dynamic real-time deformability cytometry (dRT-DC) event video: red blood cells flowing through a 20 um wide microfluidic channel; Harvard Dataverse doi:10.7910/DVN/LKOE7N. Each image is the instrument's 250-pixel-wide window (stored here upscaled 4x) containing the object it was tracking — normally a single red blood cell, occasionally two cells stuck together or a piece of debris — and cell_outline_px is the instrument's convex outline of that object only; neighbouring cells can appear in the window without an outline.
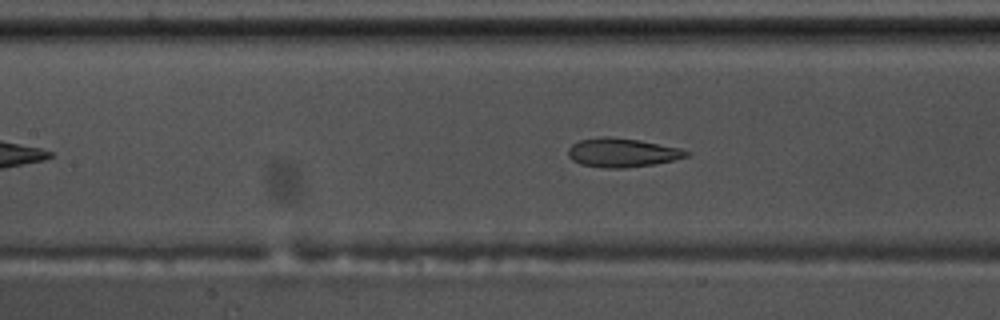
{"species": "common noctule bat (a hibernating species)", "species_latin": "Nyctalus noctula", "temperature_condition": "warm", "stored_images_in_passage": 49, "camera_frame_rate_fps": 3000, "um_per_image_px": 0.085, "animal": {"sex": "male", "body_mass_g": 17.5, "forearm_length_mm": 52.3}, "frame": {"image": 1, "passage_image": 17, "time_ms": 5.333, "image_size_px": [1000, 320], "cell_outline_px": [[692, 152], [688, 156], [656, 164], [624, 168], [604, 168], [580, 164], [572, 160], [568, 156], [568, 148], [572, 144], [580, 140], [604, 136], [608, 136], [640, 140], [680, 148]], "centroid_in_image_um": [52.88, 12.97], "position_along_channel_um": 154.5, "area_um2": 20.0}}
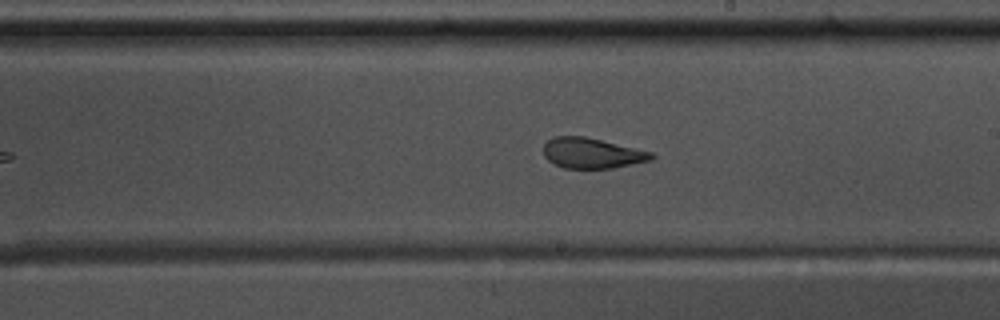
{"frame": {"image": 2, "passage_image": 24, "time_ms": 7.667, "image_size_px": [1000, 320], "cell_outline_px": [[656, 156], [652, 160], [612, 168], [564, 168], [552, 164], [544, 156], [544, 144], [548, 140], [556, 136], [584, 136], [652, 152]], "centroid_in_image_um": [50.3, 13.02], "position_along_channel_um": 238.7, "area_um2": 19.07}}
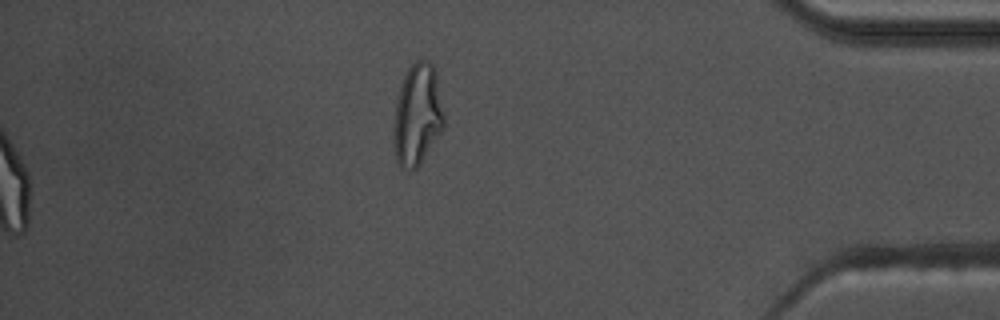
{"frame": {"image": 3, "passage_image": 49, "time_ms": 16.0, "image_size_px": [1000, 320], "cell_outline_px": [[444, 128], [420, 164], [412, 172], [400, 168], [396, 160], [392, 144], [392, 128], [396, 100], [404, 76], [408, 68], [416, 60], [428, 60], [432, 64], [436, 72], [444, 116]], "centroid_in_image_um": [35.45, 9.81], "position_along_channel_um": 399.8, "area_um2": 30.35}, "authors_computed_cell_mechanics": {"area_um2": 21.9062, "velocity_mm_per_s": 3.634, "shape_relaxation_time_tau1_ms": 4.0553, "shape_relaxation_time_tau2_ms": 1.4004, "deformation_change_tau1": 0.1571, "deformation_change_tau2": 0.092}}